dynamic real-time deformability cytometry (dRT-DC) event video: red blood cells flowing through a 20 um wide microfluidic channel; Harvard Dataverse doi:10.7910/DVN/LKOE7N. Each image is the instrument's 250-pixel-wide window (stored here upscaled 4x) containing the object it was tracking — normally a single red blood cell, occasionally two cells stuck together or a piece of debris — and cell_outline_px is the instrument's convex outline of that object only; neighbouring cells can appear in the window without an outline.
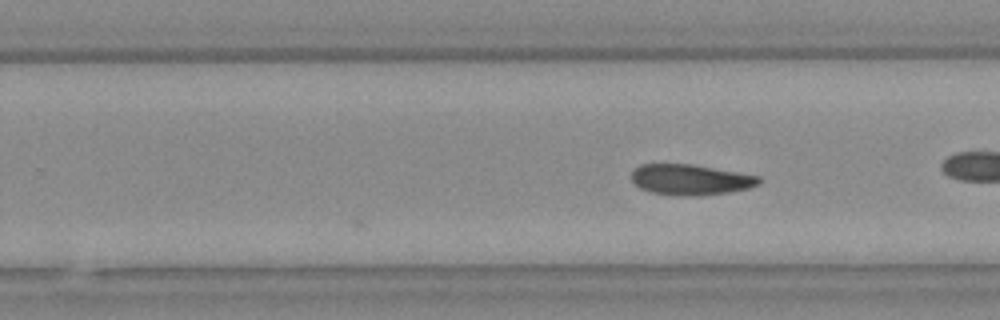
{"species": "Egyptian fruit bat (a non-hibernating species)", "species_latin": "Rousettus aegyptiacus", "temperature_condition": "warm", "stored_images_in_passage": 12, "camera_frame_rate_fps": 3000, "um_per_image_px": 0.085, "animal": {"sex": "female"}, "frame": {"image": 1, "passage_image": 12, "time_ms": 3.667, "image_size_px": [1000, 320], "cell_outline_px": [[760, 184], [748, 188], [728, 192], [700, 196], [696, 196], [652, 192], [640, 188], [632, 180], [632, 172], [640, 164], [692, 164], [760, 176]], "centroid_in_image_um": [58.71, 15.26], "position_along_channel_um": 271.1, "area_um2": 22.43}}